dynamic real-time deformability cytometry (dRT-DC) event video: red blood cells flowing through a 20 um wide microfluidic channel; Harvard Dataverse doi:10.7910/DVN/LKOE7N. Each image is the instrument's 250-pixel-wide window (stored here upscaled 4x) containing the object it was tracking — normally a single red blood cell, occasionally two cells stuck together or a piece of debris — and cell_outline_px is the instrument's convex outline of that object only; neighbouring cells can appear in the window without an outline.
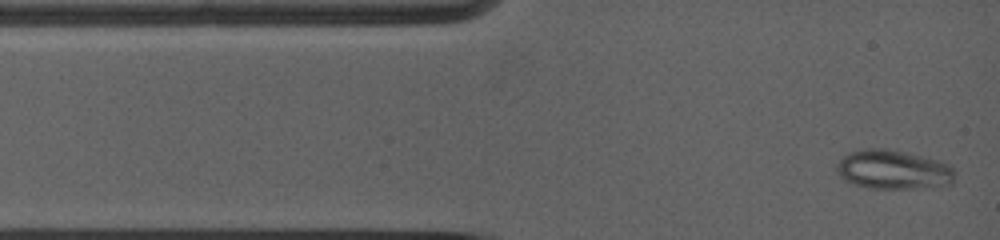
{"species": "common noctule bat (a hibernating species)", "species_latin": "Nyctalus noctula", "temperature_condition": "warm", "stored_images_in_passage": 35, "camera_frame_rate_fps": 5000, "um_per_image_px": 0.085, "animal": {"sex": "female", "body_mass_g": 19.0, "forearm_length_mm": 53.3}, "frame": {"image": 1, "passage_image": 1, "time_ms": 0.0, "image_size_px": [1000, 240], "cell_outline_px": [[952, 184], [912, 188], [872, 188], [856, 184], [844, 180], [836, 172], [836, 164], [848, 152], [868, 148], [884, 148], [940, 160], [948, 164], [952, 168]], "centroid_in_image_um": [75.88, 14.41], "position_along_channel_um": 9.1, "area_um2": 26.59}}
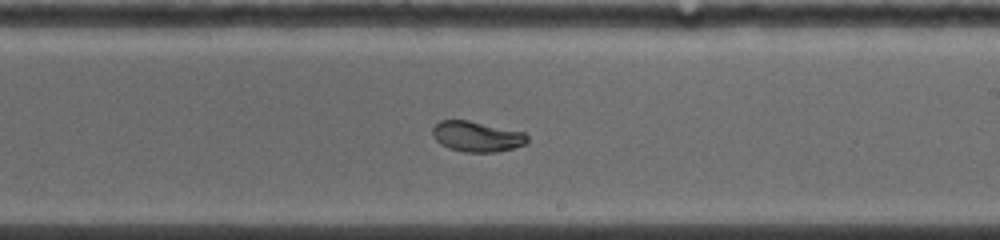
{"frame": {"image": 2, "passage_image": 20, "time_ms": 7.2, "image_size_px": [1000, 240], "cell_outline_px": [[528, 140], [524, 144], [512, 148], [496, 152], [464, 152], [448, 148], [440, 144], [436, 140], [432, 132], [432, 128], [440, 120], [468, 120], [524, 132], [528, 136]], "centroid_in_image_um": [40.51, 11.6], "position_along_channel_um": 248.5, "area_um2": 16.76}}
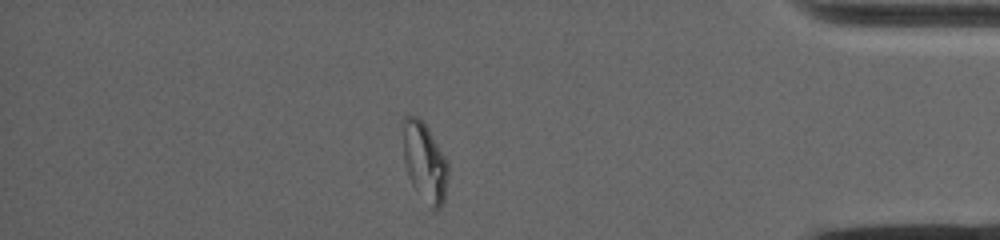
{"frame": {"image": 3, "passage_image": 32, "time_ms": 12.0, "image_size_px": [1000, 240], "cell_outline_px": [[448, 176], [444, 200], [440, 208], [432, 208], [412, 184], [408, 176], [404, 164], [400, 120], [404, 116], [416, 116], [428, 128], [444, 156], [448, 164]], "centroid_in_image_um": [36.04, 13.69], "position_along_channel_um": 399.2, "area_um2": 20.81}}